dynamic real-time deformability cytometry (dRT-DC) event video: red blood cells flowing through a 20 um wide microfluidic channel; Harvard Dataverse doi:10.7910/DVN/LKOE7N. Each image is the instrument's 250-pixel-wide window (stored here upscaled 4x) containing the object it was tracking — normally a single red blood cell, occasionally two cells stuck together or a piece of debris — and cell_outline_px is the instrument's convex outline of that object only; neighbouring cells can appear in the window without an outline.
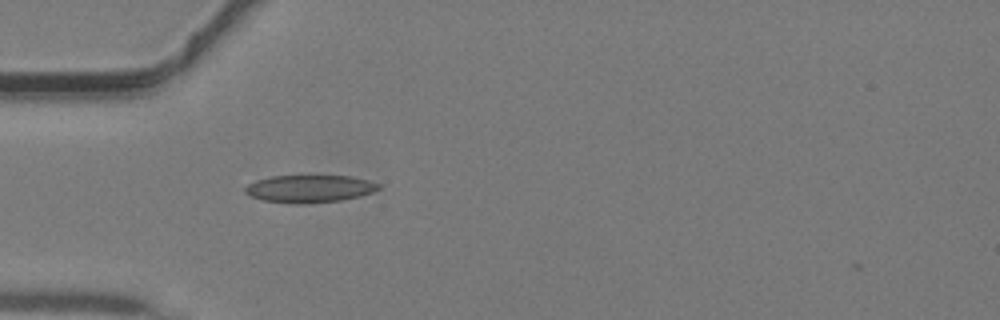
{"species": "common noctule bat (a hibernating species)", "species_latin": "Nyctalus noctula", "temperature_condition": "warm", "stored_images_in_passage": 31, "camera_frame_rate_fps": 3000, "um_per_image_px": 0.085, "animal": {"sex": "male", "body_mass_g": 19.2, "forearm_length_mm": 51.8}, "frame": {"image": 1, "passage_image": 1, "time_ms": 0.0, "image_size_px": [1000, 320], "cell_outline_px": [[380, 188], [372, 192], [360, 196], [340, 200], [304, 204], [292, 204], [264, 200], [248, 196], [244, 192], [244, 188], [248, 184], [256, 180], [272, 176], [308, 172], [352, 176], [368, 180], [380, 184]], "centroid_in_image_um": [26.29, 15.98], "position_along_channel_um": 58.7, "area_um2": 22.6}}
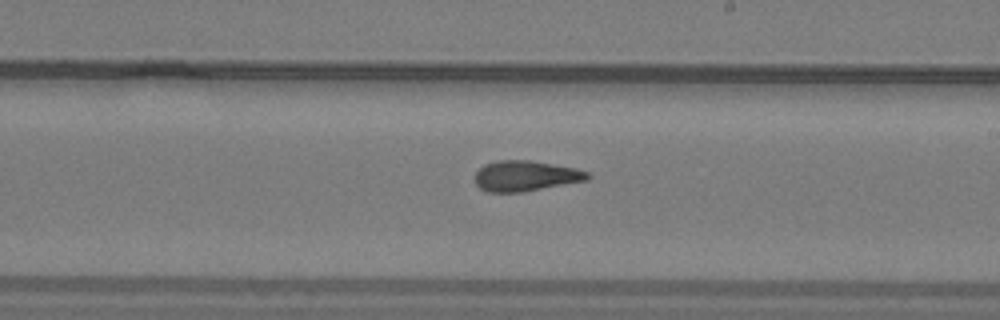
{"frame": {"image": 2, "passage_image": 13, "time_ms": 4.0, "image_size_px": [1000, 320], "cell_outline_px": [[592, 176], [588, 180], [520, 192], [488, 192], [480, 188], [476, 184], [476, 172], [484, 164], [500, 160], [528, 160], [576, 168], [588, 172]], "centroid_in_image_um": [44.68, 14.95], "position_along_channel_um": 244.3, "area_um2": 19.83}}
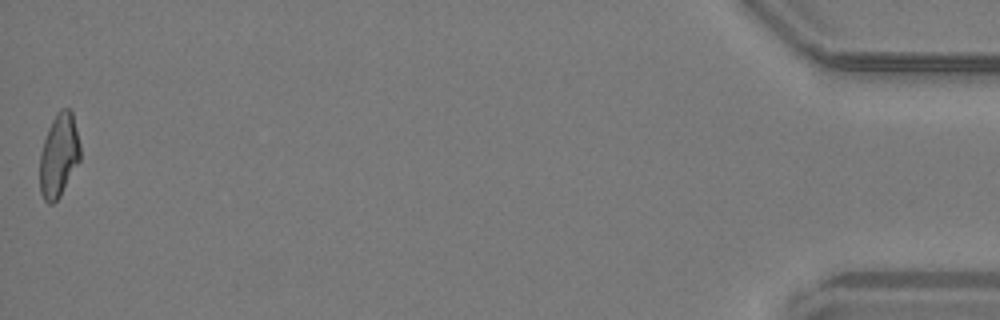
{"frame": {"image": 3, "passage_image": 31, "time_ms": 10.0, "image_size_px": [1000, 320], "cell_outline_px": [[80, 160], [60, 196], [52, 204], [48, 204], [44, 200], [40, 192], [40, 152], [48, 128], [56, 112], [60, 108], [68, 108], [72, 112], [80, 144]], "centroid_in_image_um": [5.0, 13.2], "position_along_channel_um": 430.2, "area_um2": 19.65}}